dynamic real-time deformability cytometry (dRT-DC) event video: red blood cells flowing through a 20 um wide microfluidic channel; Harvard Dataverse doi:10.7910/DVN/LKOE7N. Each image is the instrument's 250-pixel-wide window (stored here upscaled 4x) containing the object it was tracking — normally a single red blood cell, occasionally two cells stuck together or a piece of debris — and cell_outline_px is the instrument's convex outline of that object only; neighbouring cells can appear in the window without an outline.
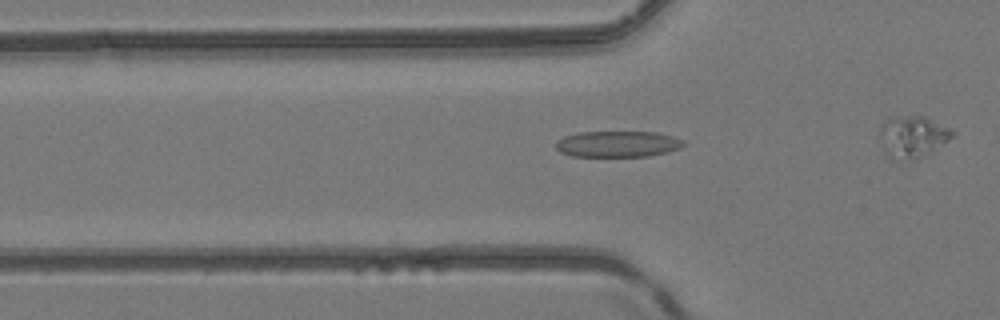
{"species": "common noctule bat (a hibernating species)", "species_latin": "Nyctalus noctula", "temperature_condition": "room temperature", "stored_images_in_passage": 15, "camera_frame_rate_fps": 3000, "um_per_image_px": 0.085, "animal": {"sex": "female", "body_mass_g": 24.6, "forearm_length_mm": 56.2}, "frame": {"image": 1, "passage_image": 7, "time_ms": 2.0, "image_size_px": [1000, 320], "cell_outline_px": [[688, 144], [680, 148], [668, 152], [648, 156], [572, 156], [560, 152], [556, 148], [556, 140], [564, 136], [580, 132], [656, 132], [672, 136], [684, 140]], "centroid_in_image_um": [52.53, 12.24], "position_along_channel_um": 73.3, "area_um2": 19.54}}
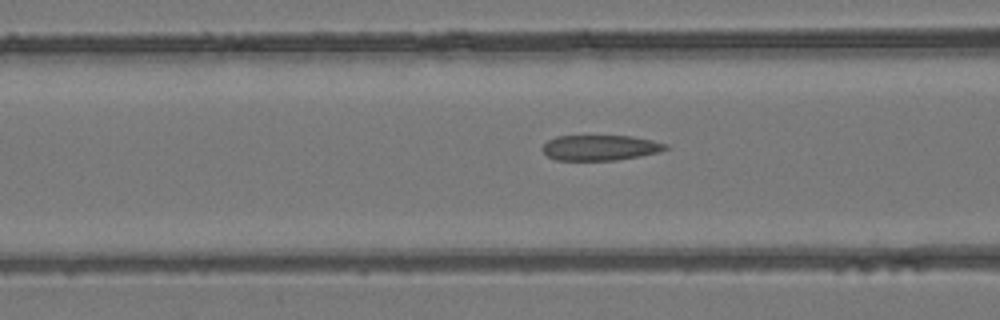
{"frame": {"image": 2, "passage_image": 10, "time_ms": 3.0, "image_size_px": [1000, 320], "cell_outline_px": [[668, 148], [660, 152], [640, 156], [616, 160], [556, 160], [548, 156], [540, 148], [548, 140], [556, 136], [632, 136], [652, 140], [668, 144]], "centroid_in_image_um": [51.02, 12.55], "position_along_channel_um": 115.6, "area_um2": 18.26}}
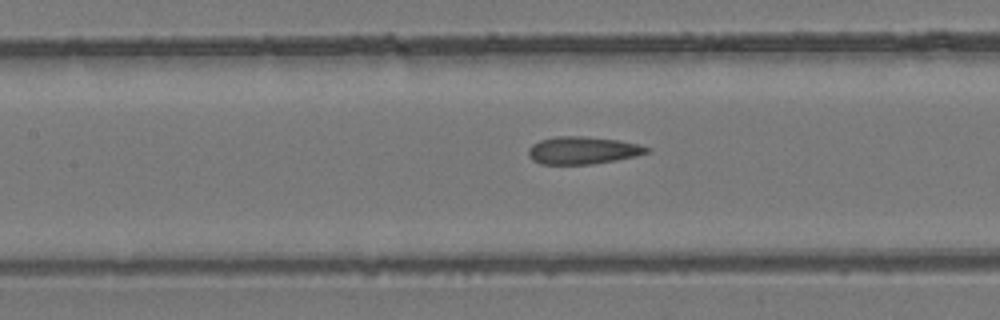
{"frame": {"image": 3, "passage_image": 13, "time_ms": 4.0, "image_size_px": [1000, 320], "cell_outline_px": [[652, 152], [636, 156], [616, 160], [592, 164], [540, 164], [532, 160], [528, 156], [528, 148], [532, 144], [540, 140], [556, 136], [584, 136], [620, 140], [640, 144], [652, 148]], "centroid_in_image_um": [49.57, 12.77], "position_along_channel_um": 157.8, "area_um2": 19.31}}